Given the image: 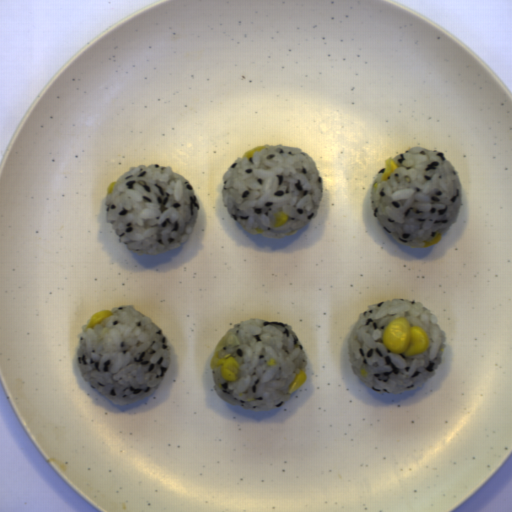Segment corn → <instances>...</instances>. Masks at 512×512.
Returning <instances> with one entry per match:
<instances>
[{
  "instance_id": "obj_1",
  "label": "corn",
  "mask_w": 512,
  "mask_h": 512,
  "mask_svg": "<svg viewBox=\"0 0 512 512\" xmlns=\"http://www.w3.org/2000/svg\"><path fill=\"white\" fill-rule=\"evenodd\" d=\"M382 342L390 352L405 357L426 352L430 347L428 332L420 325L411 326L408 319L401 316L385 326Z\"/></svg>"
},
{
  "instance_id": "obj_2",
  "label": "corn",
  "mask_w": 512,
  "mask_h": 512,
  "mask_svg": "<svg viewBox=\"0 0 512 512\" xmlns=\"http://www.w3.org/2000/svg\"><path fill=\"white\" fill-rule=\"evenodd\" d=\"M209 366L211 369L220 367L219 372L222 381H238L237 375L241 367L231 354H226L223 358H219L218 352L213 353L209 360Z\"/></svg>"
},
{
  "instance_id": "obj_3",
  "label": "corn",
  "mask_w": 512,
  "mask_h": 512,
  "mask_svg": "<svg viewBox=\"0 0 512 512\" xmlns=\"http://www.w3.org/2000/svg\"><path fill=\"white\" fill-rule=\"evenodd\" d=\"M110 316H114L113 312L109 311V310H106V309L98 311V312H94L90 316L89 321H88V323H87V325L85 327V330L88 329V328H93L97 324H101V322L103 320L107 319Z\"/></svg>"
},
{
  "instance_id": "obj_4",
  "label": "corn",
  "mask_w": 512,
  "mask_h": 512,
  "mask_svg": "<svg viewBox=\"0 0 512 512\" xmlns=\"http://www.w3.org/2000/svg\"><path fill=\"white\" fill-rule=\"evenodd\" d=\"M307 379V373L301 369L289 386V394H293L295 391H297L306 382Z\"/></svg>"
},
{
  "instance_id": "obj_5",
  "label": "corn",
  "mask_w": 512,
  "mask_h": 512,
  "mask_svg": "<svg viewBox=\"0 0 512 512\" xmlns=\"http://www.w3.org/2000/svg\"><path fill=\"white\" fill-rule=\"evenodd\" d=\"M398 168V165L393 161L392 158L385 159L384 173L381 175V181L389 180L392 172Z\"/></svg>"
},
{
  "instance_id": "obj_6",
  "label": "corn",
  "mask_w": 512,
  "mask_h": 512,
  "mask_svg": "<svg viewBox=\"0 0 512 512\" xmlns=\"http://www.w3.org/2000/svg\"><path fill=\"white\" fill-rule=\"evenodd\" d=\"M289 219V215H287L284 211H277L273 213V226H279L285 223Z\"/></svg>"
},
{
  "instance_id": "obj_7",
  "label": "corn",
  "mask_w": 512,
  "mask_h": 512,
  "mask_svg": "<svg viewBox=\"0 0 512 512\" xmlns=\"http://www.w3.org/2000/svg\"><path fill=\"white\" fill-rule=\"evenodd\" d=\"M264 148H267V145H259V146H256L254 148H251V149H248L242 158H249V157H253L254 153L255 152H261L262 149Z\"/></svg>"
},
{
  "instance_id": "obj_8",
  "label": "corn",
  "mask_w": 512,
  "mask_h": 512,
  "mask_svg": "<svg viewBox=\"0 0 512 512\" xmlns=\"http://www.w3.org/2000/svg\"><path fill=\"white\" fill-rule=\"evenodd\" d=\"M442 240V233H436L435 237H432L431 241H425L424 242V248L432 246L436 243H439Z\"/></svg>"
},
{
  "instance_id": "obj_9",
  "label": "corn",
  "mask_w": 512,
  "mask_h": 512,
  "mask_svg": "<svg viewBox=\"0 0 512 512\" xmlns=\"http://www.w3.org/2000/svg\"><path fill=\"white\" fill-rule=\"evenodd\" d=\"M116 184H117V182H113L112 184H110L108 189H107L106 194L111 193L114 190Z\"/></svg>"
},
{
  "instance_id": "obj_10",
  "label": "corn",
  "mask_w": 512,
  "mask_h": 512,
  "mask_svg": "<svg viewBox=\"0 0 512 512\" xmlns=\"http://www.w3.org/2000/svg\"><path fill=\"white\" fill-rule=\"evenodd\" d=\"M360 374H361V376H363V377H365V378H366V377H367V375H368V373H367V371H366V369H365V368H361V370H360Z\"/></svg>"
},
{
  "instance_id": "obj_11",
  "label": "corn",
  "mask_w": 512,
  "mask_h": 512,
  "mask_svg": "<svg viewBox=\"0 0 512 512\" xmlns=\"http://www.w3.org/2000/svg\"><path fill=\"white\" fill-rule=\"evenodd\" d=\"M255 231H256L258 234L263 233V230H262L261 228H256V227H255Z\"/></svg>"
},
{
  "instance_id": "obj_12",
  "label": "corn",
  "mask_w": 512,
  "mask_h": 512,
  "mask_svg": "<svg viewBox=\"0 0 512 512\" xmlns=\"http://www.w3.org/2000/svg\"><path fill=\"white\" fill-rule=\"evenodd\" d=\"M377 186H378L377 182L372 183V189L376 190Z\"/></svg>"
},
{
  "instance_id": "obj_13",
  "label": "corn",
  "mask_w": 512,
  "mask_h": 512,
  "mask_svg": "<svg viewBox=\"0 0 512 512\" xmlns=\"http://www.w3.org/2000/svg\"><path fill=\"white\" fill-rule=\"evenodd\" d=\"M298 231L297 230H292L290 233L286 234V235H292L294 233H297Z\"/></svg>"
}]
</instances>
